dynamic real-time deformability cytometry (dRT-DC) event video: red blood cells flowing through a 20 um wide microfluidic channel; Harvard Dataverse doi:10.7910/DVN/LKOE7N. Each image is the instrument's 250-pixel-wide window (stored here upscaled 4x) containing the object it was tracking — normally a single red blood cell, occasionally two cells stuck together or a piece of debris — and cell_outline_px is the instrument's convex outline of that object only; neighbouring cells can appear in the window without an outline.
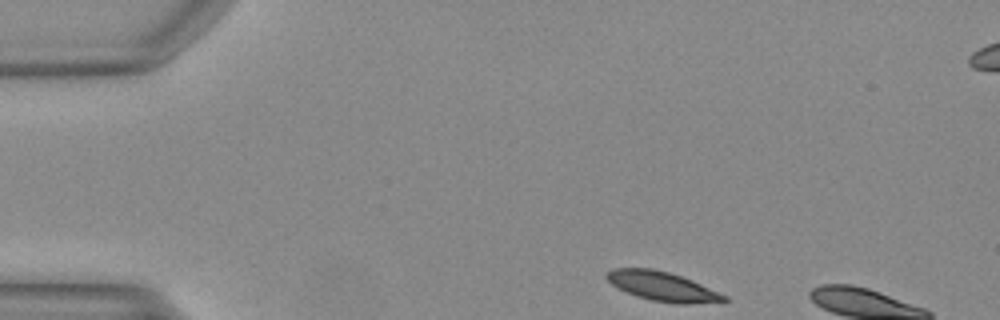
{"species": "Egyptian fruit bat (a non-hibernating species)", "species_latin": "Rousettus aegyptiacus", "temperature_condition": "warm", "stored_images_in_passage": 4, "camera_frame_rate_fps": 3000, "um_per_image_px": 0.085, "animal": {"sex": "female"}, "frame": {"image": 1, "passage_image": 1, "time_ms": 0.0, "image_size_px": [1000, 320], "cell_outline_px": [[728, 300], [688, 304], [680, 304], [652, 300], [636, 296], [612, 284], [604, 276], [604, 272], [612, 268], [652, 268], [668, 272], [692, 280], [728, 296]], "centroid_in_image_um": [56.27, 24.32], "position_along_channel_um": 28.7, "area_um2": 19.83}}